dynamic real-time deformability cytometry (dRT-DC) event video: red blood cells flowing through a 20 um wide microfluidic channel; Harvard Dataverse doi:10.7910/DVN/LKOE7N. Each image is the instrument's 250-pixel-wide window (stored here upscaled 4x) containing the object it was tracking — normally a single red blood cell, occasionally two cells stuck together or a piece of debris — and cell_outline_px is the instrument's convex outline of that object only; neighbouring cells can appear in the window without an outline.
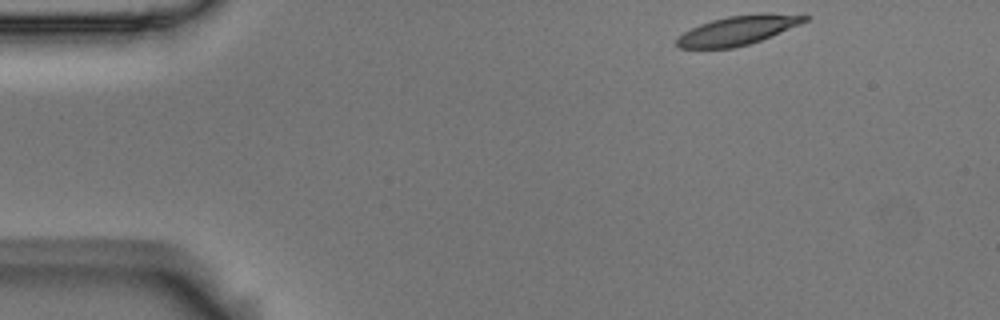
{"species": "Egyptian fruit bat (a non-hibernating species)", "species_latin": "Rousettus aegyptiacus", "temperature_condition": "room temperature", "stored_images_in_passage": 50, "camera_frame_rate_fps": 3000, "um_per_image_px": 0.085, "animal": {"sex": "male"}, "frame": {"image": 1, "passage_image": 1, "time_ms": 0.0, "image_size_px": [1000, 320], "cell_outline_px": [[812, 16], [808, 20], [800, 24], [772, 36], [748, 44], [732, 48], [680, 48], [676, 44], [676, 40], [684, 32], [700, 24], [712, 20], [728, 16], [756, 12], [764, 12]], "centroid_in_image_um": [62.76, 2.55], "position_along_channel_um": 22.2, "area_um2": 21.79}}
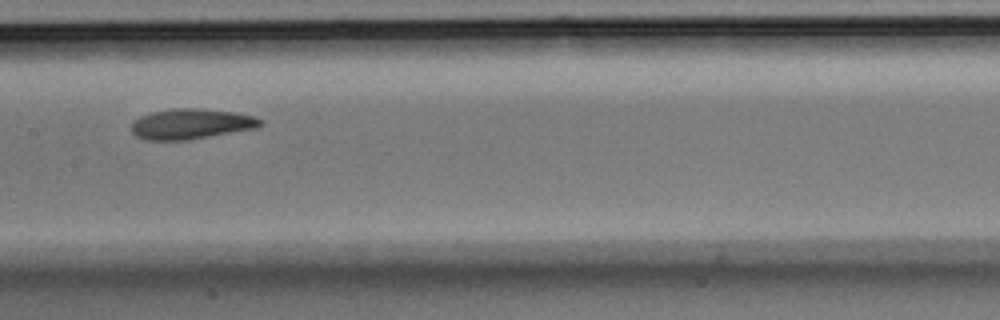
{"frame": {"image": 2, "passage_image": 22, "time_ms": 7.0, "image_size_px": [1000, 320], "cell_outline_px": [[260, 124], [256, 128], [184, 140], [144, 140], [136, 136], [132, 132], [132, 120], [140, 116], [152, 112], [172, 108], [204, 108], [232, 112], [256, 116], [260, 120]], "centroid_in_image_um": [16.18, 10.52], "position_along_channel_um": 191.2, "area_um2": 22.66}}
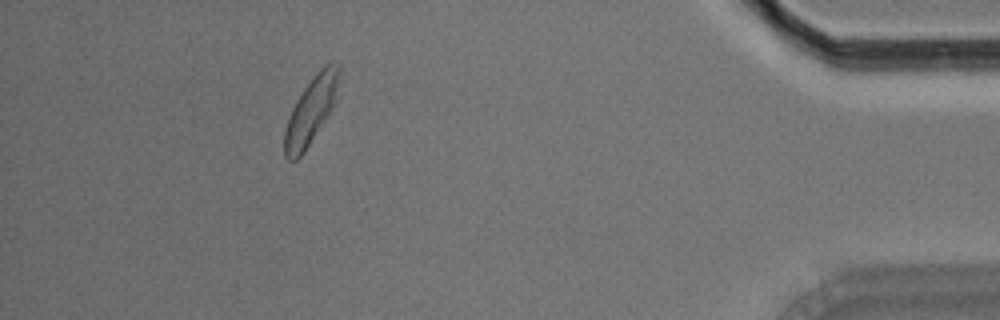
{"frame": {"image": 3, "passage_image": 45, "time_ms": 14.667, "image_size_px": [1000, 320], "cell_outline_px": [[340, 72], [332, 108], [304, 152], [296, 160], [288, 160], [284, 156], [284, 132], [292, 108], [296, 100], [304, 88], [316, 72], [324, 64], [332, 60], [340, 64]], "centroid_in_image_um": [26.42, 9.36], "position_along_channel_um": 408.8, "area_um2": 20.92}, "authors_computed_cell_mechanics": {"area_um2": 22.1663, "velocity_mm_per_s": 3.5385, "shape_relaxation_time_tau1_ms": 3.7705, "shape_relaxation_time_tau2_ms": 5.4506, "deformation_change_tau1": 0.1543, "deformation_change_tau2": 0.1048}}